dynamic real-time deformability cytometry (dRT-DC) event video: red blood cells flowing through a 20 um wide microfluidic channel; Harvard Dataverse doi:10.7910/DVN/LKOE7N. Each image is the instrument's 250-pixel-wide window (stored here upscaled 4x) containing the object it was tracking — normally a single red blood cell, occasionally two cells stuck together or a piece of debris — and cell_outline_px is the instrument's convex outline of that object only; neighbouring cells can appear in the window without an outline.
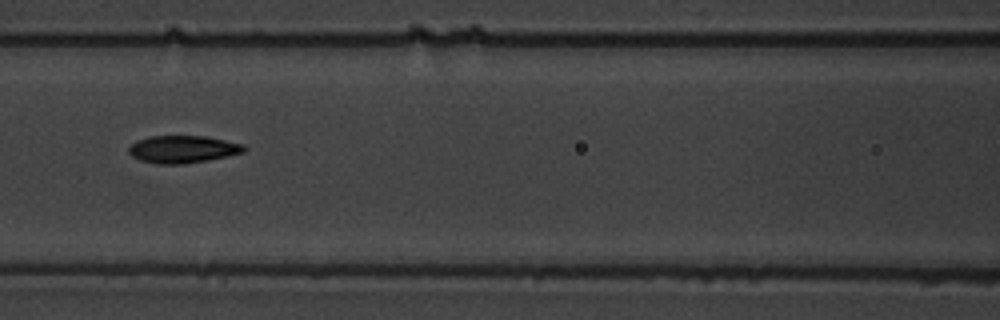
{"species": "common noctule bat (a hibernating species)", "species_latin": "Nyctalus noctula", "temperature_condition": "warm", "stored_images_in_passage": 9, "camera_frame_rate_fps": 3000, "um_per_image_px": 0.085, "animal": {"sex": "male", "body_mass_g": 19.5, "forearm_length_mm": 54.6}, "frame": {"image": 1, "passage_image": 8, "time_ms": 8.0, "image_size_px": [1000, 320], "cell_outline_px": [[248, 148], [244, 152], [208, 160], [184, 164], [160, 164], [140, 160], [132, 156], [128, 152], [128, 148], [132, 144], [148, 136], [208, 136], [244, 144]], "centroid_in_image_um": [15.57, 12.68], "position_along_channel_um": 151.0, "area_um2": 18.44}}
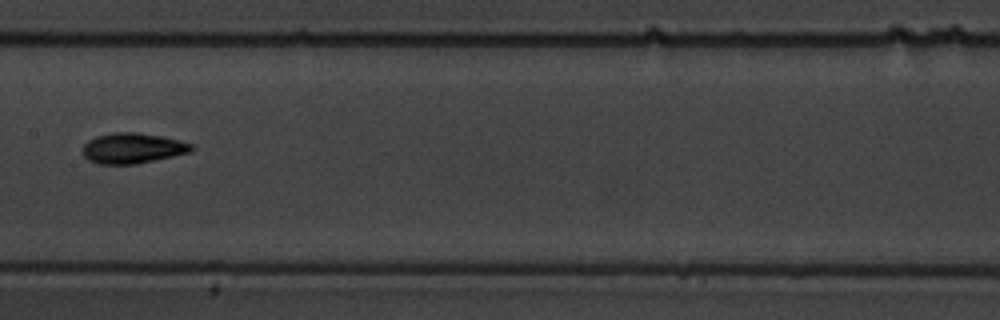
{"frame": {"image": 2, "passage_image": 9, "time_ms": 9.333, "image_size_px": [1000, 320], "cell_outline_px": [[196, 148], [192, 152], [136, 164], [100, 164], [88, 160], [84, 156], [84, 144], [88, 140], [96, 136], [112, 132], [136, 132], [160, 136], [180, 140], [192, 144]], "centroid_in_image_um": [11.3, 12.59], "position_along_channel_um": 196.1, "area_um2": 19.36}}